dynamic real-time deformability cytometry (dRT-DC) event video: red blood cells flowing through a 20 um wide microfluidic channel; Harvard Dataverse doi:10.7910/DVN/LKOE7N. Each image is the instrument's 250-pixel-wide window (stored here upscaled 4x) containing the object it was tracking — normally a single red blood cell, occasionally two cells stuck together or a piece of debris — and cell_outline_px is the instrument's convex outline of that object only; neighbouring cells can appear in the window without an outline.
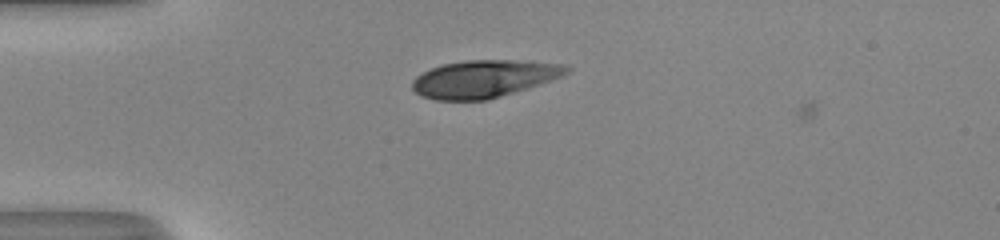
{"species": "human", "species_latin": "Homo sapiens", "temperature_condition": "room temperature", "stored_images_in_passage": 42, "camera_frame_rate_fps": 3000, "um_per_image_px": 0.085, "donor": {"sex": "male"}, "frame": {"image": 1, "passage_image": 4, "time_ms": 1.0, "image_size_px": [1000, 240], "cell_outline_px": [[572, 68], [568, 72], [560, 76], [540, 84], [488, 100], [436, 100], [420, 96], [412, 88], [412, 80], [416, 76], [432, 68], [444, 64], [468, 60], [516, 60], [564, 64]], "centroid_in_image_um": [41.12, 6.7], "position_along_channel_um": 43.9, "area_um2": 33.47}}
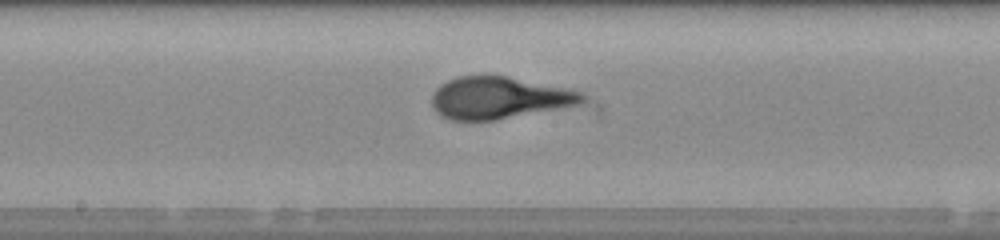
{"frame": {"image": 2, "passage_image": 18, "time_ms": 5.667, "image_size_px": [1000, 240], "cell_outline_px": [[588, 100], [584, 104], [496, 120], [452, 120], [440, 116], [432, 108], [432, 92], [440, 84], [448, 80], [460, 76], [508, 76], [568, 88], [584, 92], [588, 96]], "centroid_in_image_um": [42.48, 8.32], "position_along_channel_um": 205.7, "area_um2": 37.4}}
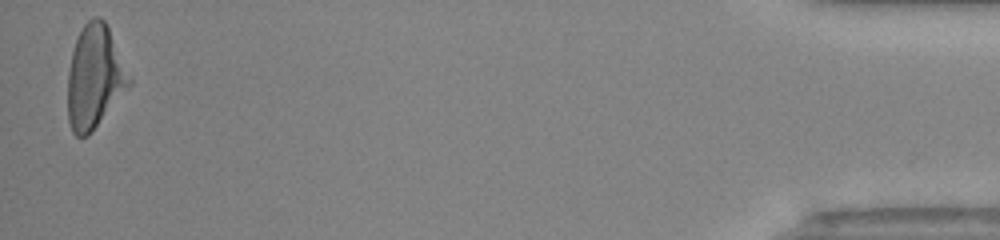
{"frame": {"image": 3, "passage_image": 41, "time_ms": 13.333, "image_size_px": [1000, 240], "cell_outline_px": [[132, 84], [88, 136], [76, 136], [72, 132], [68, 120], [68, 72], [72, 52], [76, 40], [84, 24], [92, 16], [100, 16], [104, 20], [108, 28], [132, 80]], "centroid_in_image_um": [8.04, 6.56], "position_along_channel_um": 427.2, "area_um2": 36.65}}